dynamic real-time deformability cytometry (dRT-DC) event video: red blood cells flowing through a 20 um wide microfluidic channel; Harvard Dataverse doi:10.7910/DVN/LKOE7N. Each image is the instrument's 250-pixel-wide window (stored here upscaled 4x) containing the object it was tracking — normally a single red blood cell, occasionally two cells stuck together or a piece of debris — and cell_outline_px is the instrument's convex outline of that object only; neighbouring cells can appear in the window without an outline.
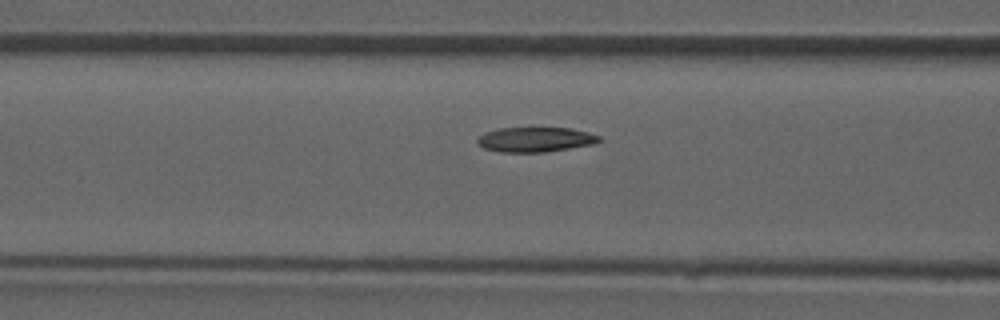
{"species": "common noctule bat (a hibernating species)", "species_latin": "Nyctalus noctula", "temperature_condition": "room temperature", "stored_images_in_passage": 6, "camera_frame_rate_fps": 3000, "um_per_image_px": 0.085, "animal": {"sex": "male", "forearm_length_mm": 52.5}, "frame": {"image": 1, "passage_image": 6, "time_ms": 6.333, "image_size_px": [1000, 320], "cell_outline_px": [[604, 140], [596, 144], [544, 152], [500, 152], [484, 148], [476, 140], [484, 132], [500, 128], [572, 128], [588, 132], [600, 136]], "centroid_in_image_um": [45.57, 11.86], "position_along_channel_um": 121.0, "area_um2": 17.69}}